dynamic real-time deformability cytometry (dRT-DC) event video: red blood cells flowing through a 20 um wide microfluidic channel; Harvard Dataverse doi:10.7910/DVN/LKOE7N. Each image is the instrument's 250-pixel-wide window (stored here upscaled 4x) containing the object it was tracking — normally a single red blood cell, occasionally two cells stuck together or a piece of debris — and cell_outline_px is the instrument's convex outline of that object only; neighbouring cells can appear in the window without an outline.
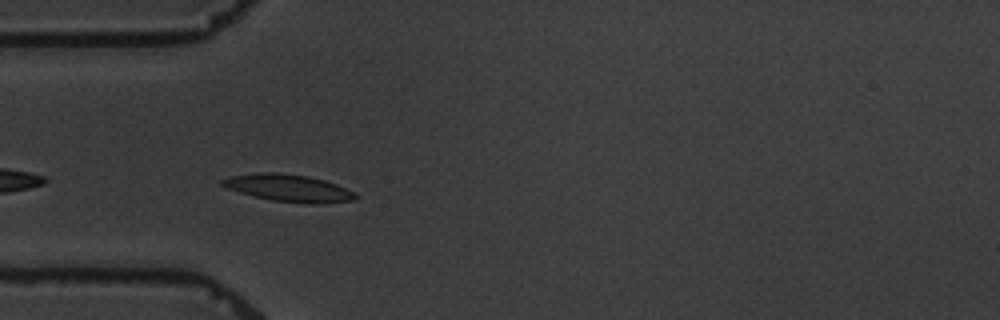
{"species": "common noctule bat (a hibernating species)", "species_latin": "Nyctalus noctula", "temperature_condition": "warm", "stored_images_in_passage": 9, "camera_frame_rate_fps": 3000, "um_per_image_px": 0.085, "animal": {"sex": "male", "body_mass_g": 19.5, "forearm_length_mm": 54.6}, "frame": {"image": 1, "passage_image": 4, "time_ms": 4.333, "image_size_px": [1000, 320], "cell_outline_px": [[356, 200], [312, 204], [304, 204], [272, 200], [252, 196], [228, 188], [220, 184], [220, 180], [232, 176], [260, 172], [276, 172], [308, 176], [324, 180], [336, 184], [356, 192]], "centroid_in_image_um": [24.54, 15.98], "position_along_channel_um": 60.5, "area_um2": 21.1}}
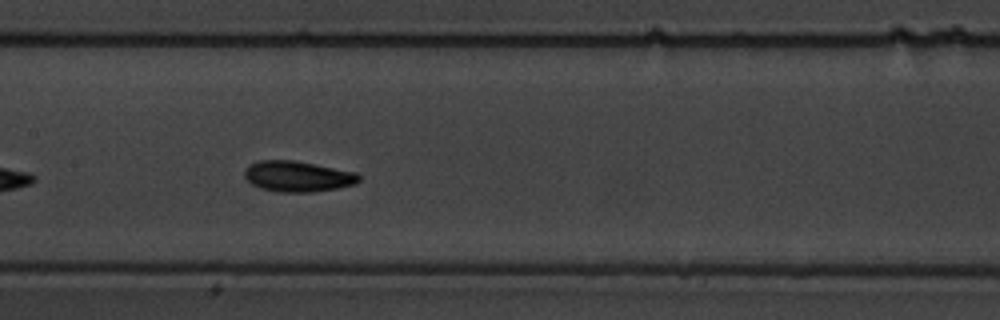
{"frame": {"image": 2, "passage_image": 7, "time_ms": 8.0, "image_size_px": [1000, 320], "cell_outline_px": [[360, 180], [356, 184], [336, 188], [312, 192], [280, 192], [260, 188], [252, 184], [244, 176], [244, 168], [248, 164], [260, 160], [292, 160], [316, 164], [356, 172], [360, 176]], "centroid_in_image_um": [25.29, 14.98], "position_along_channel_um": 182.1, "area_um2": 20.58}}
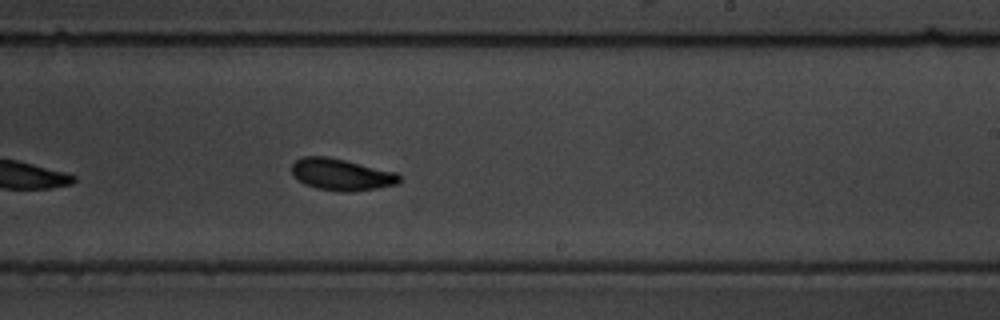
{"frame": {"image": 3, "passage_image": 9, "time_ms": 10.333, "image_size_px": [1000, 320], "cell_outline_px": [[400, 180], [396, 184], [376, 188], [352, 192], [340, 192], [316, 188], [304, 184], [292, 176], [292, 164], [296, 160], [304, 156], [328, 156], [396, 172], [400, 176]], "centroid_in_image_um": [28.98, 14.84], "position_along_channel_um": 260.0, "area_um2": 19.94}}